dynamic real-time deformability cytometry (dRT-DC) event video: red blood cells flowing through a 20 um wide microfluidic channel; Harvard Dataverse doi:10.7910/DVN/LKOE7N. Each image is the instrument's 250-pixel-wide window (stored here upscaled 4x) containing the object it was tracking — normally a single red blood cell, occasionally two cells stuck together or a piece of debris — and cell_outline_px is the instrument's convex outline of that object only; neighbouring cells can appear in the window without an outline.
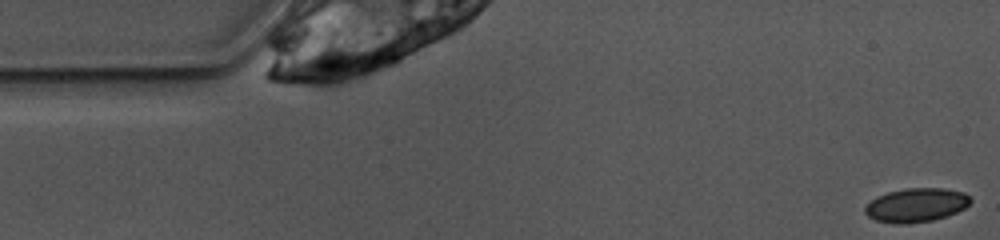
{"species": "common noctule bat (a hibernating species)", "species_latin": "Nyctalus noctula", "temperature_condition": "warm", "stored_images_in_passage": 1, "camera_frame_rate_fps": 3000, "um_per_image_px": 0.085, "animal": {"sex": "female", "body_mass_g": 10.0, "forearm_length_mm": 53.1}, "frame": {"image": 1, "passage_image": 1, "time_ms": 0.0, "image_size_px": [1000, 240], "cell_outline_px": [[972, 200], [964, 208], [956, 212], [932, 220], [908, 224], [892, 224], [876, 220], [868, 216], [864, 212], [864, 208], [876, 196], [888, 192], [908, 188], [944, 188], [964, 192]], "centroid_in_image_um": [77.85, 17.43], "position_along_channel_um": 7.1, "area_um2": 20.75}}